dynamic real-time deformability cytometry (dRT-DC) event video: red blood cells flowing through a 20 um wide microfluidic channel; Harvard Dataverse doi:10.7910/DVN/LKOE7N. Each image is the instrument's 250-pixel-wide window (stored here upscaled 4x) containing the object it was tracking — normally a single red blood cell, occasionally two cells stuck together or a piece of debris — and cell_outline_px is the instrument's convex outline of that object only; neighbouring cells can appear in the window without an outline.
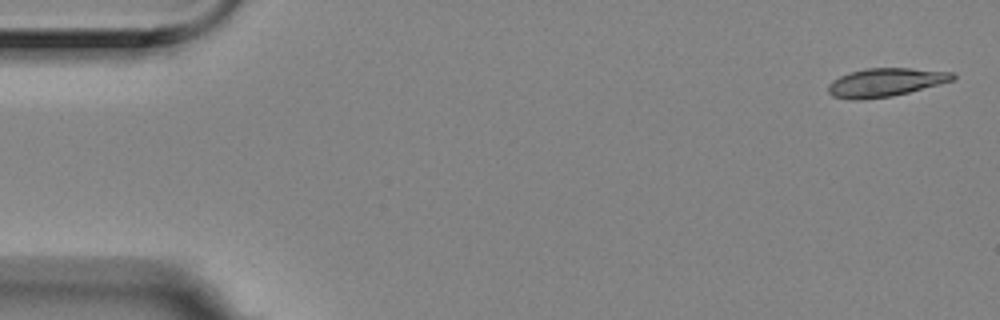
{"species": "Egyptian fruit bat (a non-hibernating species)", "species_latin": "Rousettus aegyptiacus", "temperature_condition": "room temperature", "stored_images_in_passage": 4, "camera_frame_rate_fps": 3000, "um_per_image_px": 0.085, "animal": {"sex": "female"}, "frame": {"image": 1, "passage_image": 1, "time_ms": 0.0, "image_size_px": [1000, 320], "cell_outline_px": [[956, 76], [952, 80], [908, 92], [892, 96], [864, 100], [852, 100], [832, 96], [828, 92], [828, 84], [832, 80], [848, 72], [864, 68], [908, 68], [952, 72]], "centroid_in_image_um": [75.18, 7.0], "position_along_channel_um": 9.8, "area_um2": 20.58}}
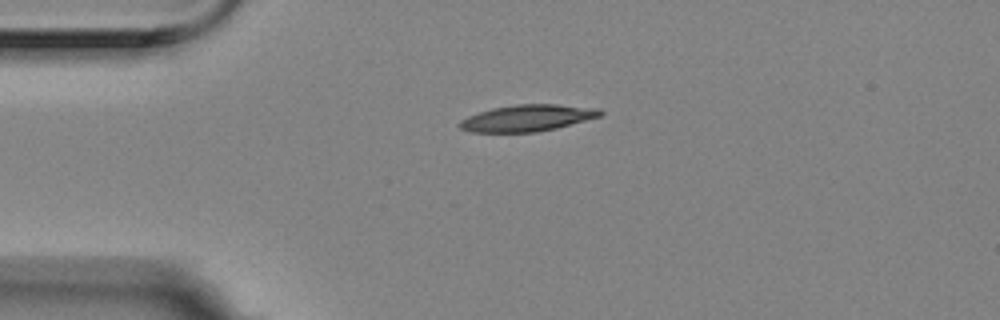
{"frame": {"image": 2, "passage_image": 4, "time_ms": 1.0, "image_size_px": [1000, 320], "cell_outline_px": [[604, 112], [600, 116], [556, 128], [536, 132], [472, 132], [460, 128], [456, 124], [460, 120], [468, 116], [492, 108], [516, 104], [556, 104], [600, 108]], "centroid_in_image_um": [44.82, 10.03], "position_along_channel_um": 40.2, "area_um2": 21.73}}